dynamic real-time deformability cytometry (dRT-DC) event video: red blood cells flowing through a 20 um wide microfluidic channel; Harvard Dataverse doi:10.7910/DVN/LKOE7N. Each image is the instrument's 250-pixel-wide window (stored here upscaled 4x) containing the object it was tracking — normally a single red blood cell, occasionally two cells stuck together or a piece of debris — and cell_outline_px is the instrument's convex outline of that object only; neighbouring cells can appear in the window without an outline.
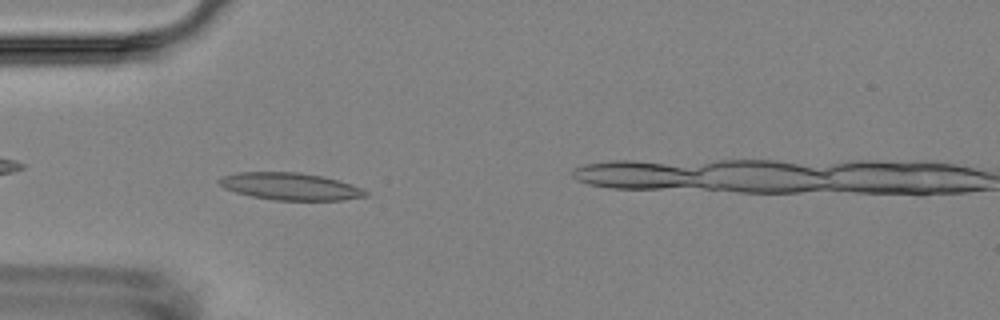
{"species": "Egyptian fruit bat (a non-hibernating species)", "species_latin": "Rousettus aegyptiacus", "temperature_condition": "room temperature", "stored_images_in_passage": 8, "camera_frame_rate_fps": 3000, "um_per_image_px": 0.085, "animal": {"sex": "female"}, "frame": {"image": 1, "passage_image": 5, "time_ms": 4.333, "image_size_px": [1000, 320], "cell_outline_px": [[368, 196], [344, 200], [276, 200], [252, 196], [236, 192], [224, 188], [216, 180], [220, 176], [236, 172], [300, 172], [320, 176], [352, 184], [368, 192]], "centroid_in_image_um": [24.64, 15.84], "position_along_channel_um": 60.4, "area_um2": 23.18}}
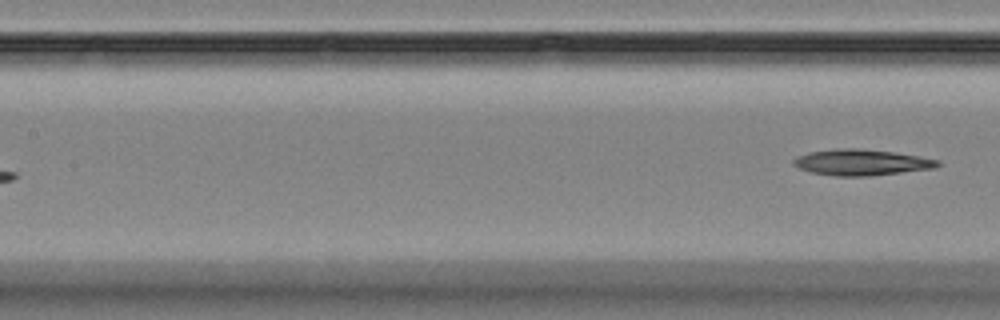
{"frame": {"image": 2, "passage_image": 8, "time_ms": 8.667, "image_size_px": [1000, 320], "cell_outline_px": [[940, 164], [936, 168], [868, 176], [836, 176], [812, 172], [800, 168], [792, 164], [792, 160], [796, 156], [808, 152], [840, 148], [856, 148], [896, 152], [940, 160]], "centroid_in_image_um": [73.22, 13.79], "position_along_channel_um": 134.2, "area_um2": 21.85}}